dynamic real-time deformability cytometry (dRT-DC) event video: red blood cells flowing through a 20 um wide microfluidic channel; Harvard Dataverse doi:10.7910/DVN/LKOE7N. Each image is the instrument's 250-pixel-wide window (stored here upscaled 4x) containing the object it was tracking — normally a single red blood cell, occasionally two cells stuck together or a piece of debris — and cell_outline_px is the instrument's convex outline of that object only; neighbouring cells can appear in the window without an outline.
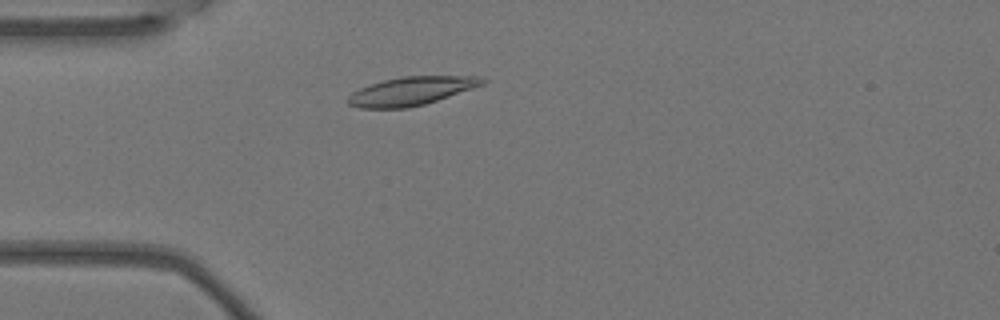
{"species": "Egyptian fruit bat (a non-hibernating species)", "species_latin": "Rousettus aegyptiacus", "temperature_condition": "warm", "stored_images_in_passage": 3, "camera_frame_rate_fps": 3000, "um_per_image_px": 0.085, "animal": {"sex": "female"}, "frame": {"image": 1, "passage_image": 2, "time_ms": 0.333, "image_size_px": [1000, 320], "cell_outline_px": [[488, 80], [484, 84], [424, 104], [408, 108], [360, 108], [348, 104], [344, 100], [352, 92], [360, 88], [384, 80], [404, 76], [480, 76]], "centroid_in_image_um": [34.93, 7.74], "position_along_channel_um": 50.1, "area_um2": 22.14}}